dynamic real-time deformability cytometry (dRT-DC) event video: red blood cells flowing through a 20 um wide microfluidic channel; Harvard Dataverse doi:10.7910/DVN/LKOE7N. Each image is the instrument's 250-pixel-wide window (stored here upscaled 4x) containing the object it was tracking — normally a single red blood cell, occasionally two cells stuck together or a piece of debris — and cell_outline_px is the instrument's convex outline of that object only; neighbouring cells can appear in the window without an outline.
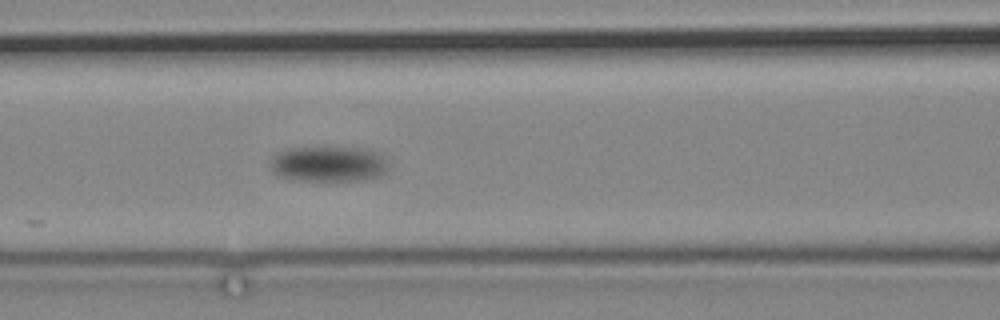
{"species": "common noctule bat (a hibernating species)", "species_latin": "Nyctalus noctula", "temperature_condition": "cold", "stored_images_in_passage": 15, "camera_frame_rate_fps": 3000, "um_per_image_px": 0.085, "animal": {"sex": "male", "body_mass_g": 19.2, "forearm_length_mm": 51.8}, "frame": {"image": 1, "passage_image": 15, "time_ms": 18.0, "image_size_px": [1000, 320], "cell_outline_px": [[388, 168], [384, 172], [376, 176], [364, 180], [288, 180], [276, 176], [268, 168], [268, 164], [272, 156], [276, 152], [284, 148], [368, 148], [380, 152], [384, 156], [388, 164]], "centroid_in_image_um": [27.84, 13.93], "position_along_channel_um": 138.8, "area_um2": 24.97}}